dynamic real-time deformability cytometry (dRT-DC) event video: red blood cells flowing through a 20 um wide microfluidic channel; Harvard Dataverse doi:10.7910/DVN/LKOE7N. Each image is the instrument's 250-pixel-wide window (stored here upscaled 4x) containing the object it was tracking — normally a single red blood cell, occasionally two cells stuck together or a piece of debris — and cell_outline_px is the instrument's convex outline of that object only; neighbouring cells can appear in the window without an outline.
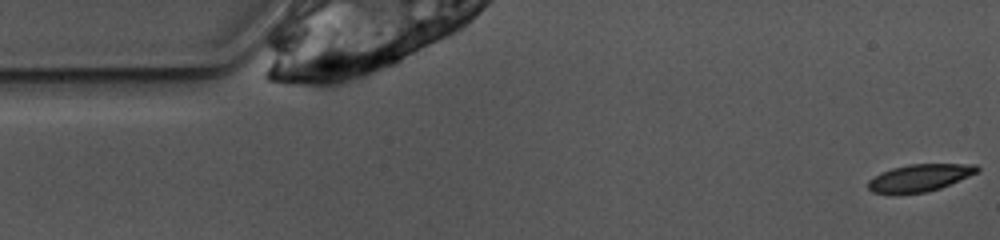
{"species": "common noctule bat (a hibernating species)", "species_latin": "Nyctalus noctula", "temperature_condition": "warm", "stored_images_in_passage": 7, "camera_frame_rate_fps": 3000, "um_per_image_px": 0.085, "animal": {"sex": "female", "body_mass_g": 10.0, "forearm_length_mm": 53.1}, "frame": {"image": 1, "passage_image": 1, "time_ms": 0.0, "image_size_px": [1000, 240], "cell_outline_px": [[980, 168], [976, 172], [968, 176], [940, 188], [928, 192], [892, 196], [872, 192], [868, 188], [868, 180], [880, 172], [892, 168], [908, 164], [976, 164]], "centroid_in_image_um": [78.08, 15.14], "position_along_channel_um": 6.9, "area_um2": 17.69}}